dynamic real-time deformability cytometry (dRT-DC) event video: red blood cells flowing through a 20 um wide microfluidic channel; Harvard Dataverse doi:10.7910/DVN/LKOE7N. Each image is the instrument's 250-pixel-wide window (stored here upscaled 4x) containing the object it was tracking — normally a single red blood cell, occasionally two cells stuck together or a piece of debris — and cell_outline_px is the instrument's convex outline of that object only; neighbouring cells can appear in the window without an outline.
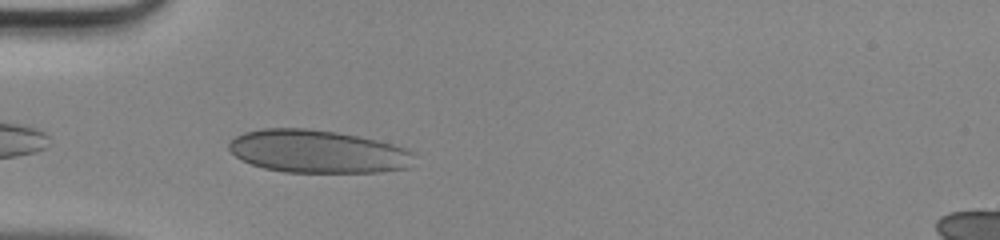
{"species": "human", "species_latin": "Homo sapiens", "temperature_condition": "room temperature", "stored_images_in_passage": 8, "camera_frame_rate_fps": 3000, "um_per_image_px": 0.085, "donor": {"sex": "male"}, "frame": {"image": 1, "passage_image": 2, "time_ms": 0.333, "image_size_px": [1000, 240], "cell_outline_px": [[412, 168], [380, 172], [284, 172], [264, 168], [240, 160], [228, 148], [228, 144], [236, 136], [244, 132], [260, 128], [308, 128], [336, 132], [360, 136], [392, 144], [404, 148], [412, 152]], "centroid_in_image_um": [26.99, 12.88], "position_along_channel_um": 58.0, "area_um2": 46.47}}
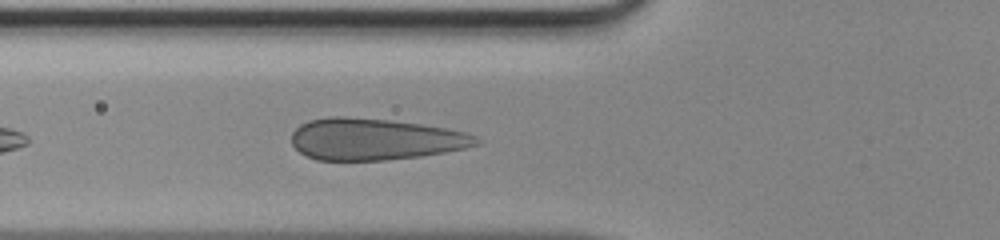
{"frame": {"image": 2, "passage_image": 5, "time_ms": 1.333, "image_size_px": [1000, 240], "cell_outline_px": [[484, 140], [480, 144], [464, 148], [444, 152], [420, 156], [384, 160], [316, 160], [300, 152], [292, 144], [292, 132], [300, 124], [308, 120], [328, 116], [344, 116], [388, 120], [420, 124], [468, 132]], "centroid_in_image_um": [31.87, 11.83], "position_along_channel_um": 93.9, "area_um2": 44.91}}
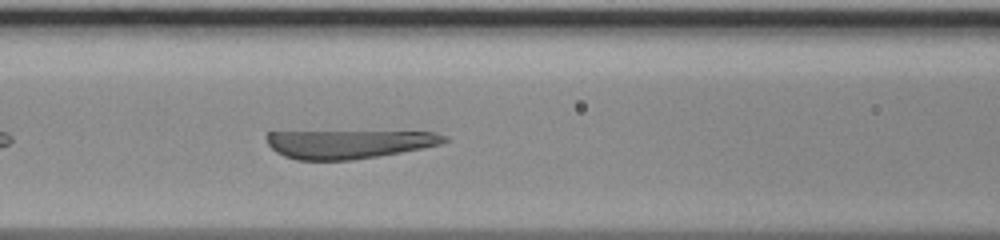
{"frame": {"image": 3, "passage_image": 8, "time_ms": 2.333, "image_size_px": [1000, 240], "cell_outline_px": [[448, 140], [440, 144], [400, 152], [352, 160], [296, 160], [284, 156], [276, 152], [268, 144], [264, 136], [268, 132], [432, 132], [448, 136]], "centroid_in_image_um": [29.6, 12.24], "position_along_channel_um": 137.0, "area_um2": 29.25}}